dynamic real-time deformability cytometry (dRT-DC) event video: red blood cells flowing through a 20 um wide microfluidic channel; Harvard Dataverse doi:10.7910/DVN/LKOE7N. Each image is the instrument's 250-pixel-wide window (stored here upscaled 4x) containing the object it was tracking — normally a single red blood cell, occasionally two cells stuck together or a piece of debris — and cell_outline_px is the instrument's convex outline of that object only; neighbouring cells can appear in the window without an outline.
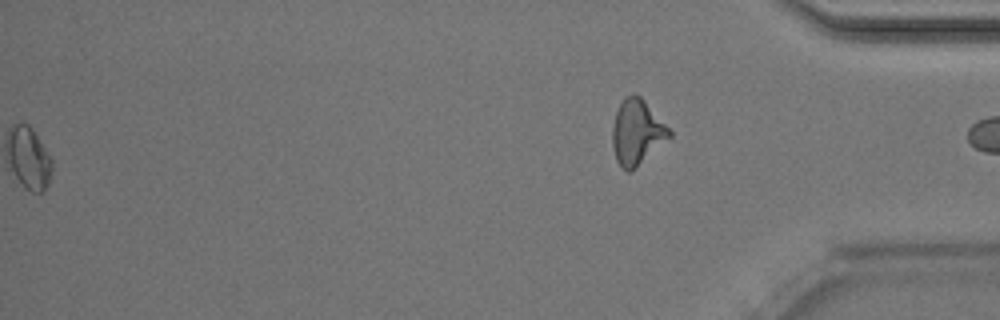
{"species": "Egyptian fruit bat (a non-hibernating species)", "species_latin": "Rousettus aegyptiacus", "temperature_condition": "room temperature", "stored_images_in_passage": 38, "segment_of_instrument_passage": [2, 2], "camera_frame_rate_fps": 3000, "um_per_image_px": 0.085, "animal": {"sex": "male"}, "frame": {"image": 1, "passage_image": 38, "time_ms": 12.333, "image_size_px": [1000, 320], "cell_outline_px": [[672, 136], [628, 172], [620, 168], [616, 160], [612, 144], [612, 124], [616, 112], [624, 96], [632, 92], [640, 96], [644, 100], [672, 132]], "centroid_in_image_um": [54.1, 11.2], "position_along_channel_um": 381.1, "area_um2": 21.33}}